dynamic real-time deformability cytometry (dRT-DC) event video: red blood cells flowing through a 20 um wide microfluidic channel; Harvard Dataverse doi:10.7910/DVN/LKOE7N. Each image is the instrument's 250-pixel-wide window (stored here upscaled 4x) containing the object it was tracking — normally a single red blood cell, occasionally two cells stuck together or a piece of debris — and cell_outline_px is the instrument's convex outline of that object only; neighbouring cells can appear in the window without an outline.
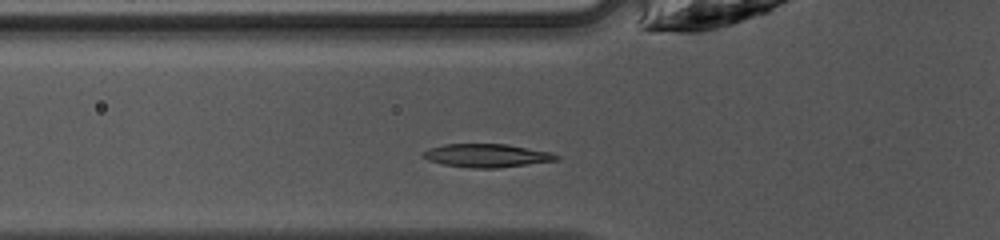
{"species": "common noctule bat (a hibernating species)", "species_latin": "Nyctalus noctula", "temperature_condition": "warm", "stored_images_in_passage": 26, "camera_frame_rate_fps": 3000, "um_per_image_px": 0.085, "animal": {"sex": "female", "body_mass_g": 10.0, "forearm_length_mm": 53.1}, "frame": {"image": 1, "passage_image": 3, "time_ms": 0.667, "image_size_px": [1000, 240], "cell_outline_px": [[560, 160], [496, 168], [472, 168], [444, 164], [428, 160], [420, 156], [420, 152], [428, 148], [444, 144], [508, 144], [552, 152], [560, 156]], "centroid_in_image_um": [41.37, 13.21], "position_along_channel_um": 84.4, "area_um2": 18.32}}
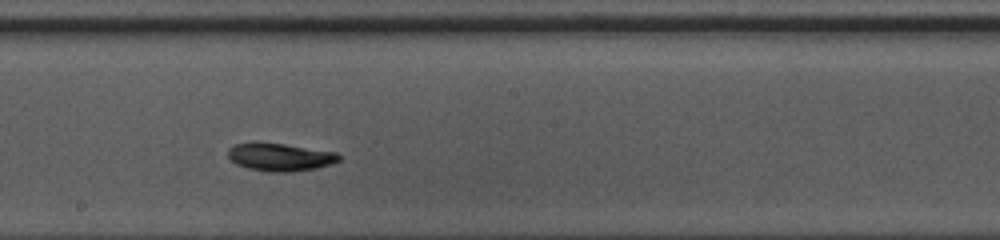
{"frame": {"image": 2, "passage_image": 13, "time_ms": 4.0, "image_size_px": [1000, 240], "cell_outline_px": [[340, 160], [316, 168], [288, 172], [268, 172], [248, 168], [236, 164], [228, 156], [228, 148], [232, 144], [252, 140], [256, 140], [284, 144], [336, 152], [340, 156]], "centroid_in_image_um": [23.71, 13.31], "position_along_channel_um": 224.5, "area_um2": 18.32}}
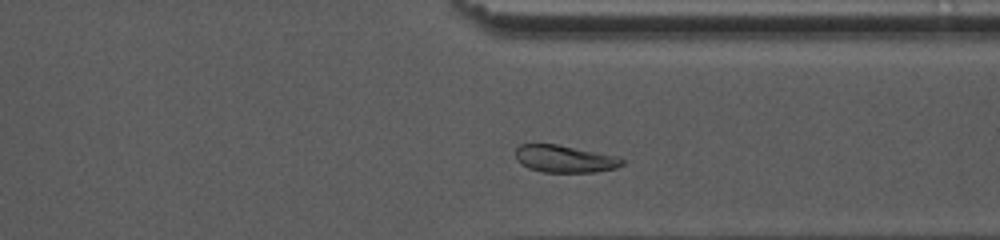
{"frame": {"image": 3, "passage_image": 23, "time_ms": 7.333, "image_size_px": [1000, 240], "cell_outline_px": [[624, 164], [616, 168], [596, 172], [540, 172], [528, 168], [516, 160], [516, 148], [520, 144], [556, 144], [620, 156], [624, 160]], "centroid_in_image_um": [48.02, 13.5], "position_along_channel_um": 363.4, "area_um2": 17.11}, "authors_computed_cell_mechanics": {"area_um2": 17.4267, "velocity_mm_per_s": 4.1782, "shape_relaxation_time_tau1_ms": 2.5962, "shape_relaxation_time_tau2_ms": 3.2713, "deformation_change_tau1": 0.1373, "deformation_change_tau2": 0.0866}}